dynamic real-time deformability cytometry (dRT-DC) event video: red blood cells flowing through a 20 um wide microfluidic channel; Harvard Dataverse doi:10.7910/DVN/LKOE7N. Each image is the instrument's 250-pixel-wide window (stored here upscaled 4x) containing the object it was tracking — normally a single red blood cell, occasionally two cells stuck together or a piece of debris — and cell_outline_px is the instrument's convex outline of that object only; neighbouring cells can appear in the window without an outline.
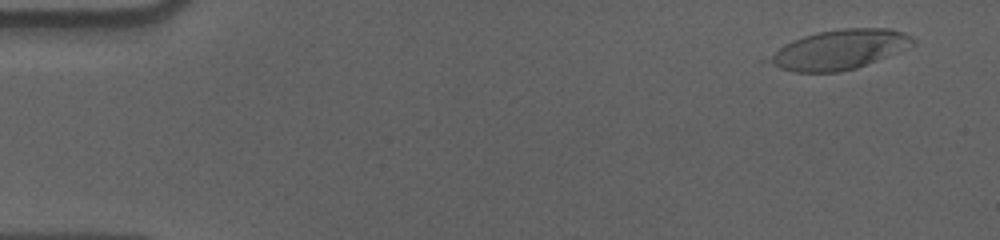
{"species": "human", "species_latin": "Homo sapiens", "temperature_condition": "cold", "stored_images_in_passage": 58, "camera_frame_rate_fps": 3000, "um_per_image_px": 0.085, "donor": {"sex": "male"}, "frame": {"image": 1, "passage_image": 4, "time_ms": 1.0, "image_size_px": [1000, 240], "cell_outline_px": [[916, 44], [856, 68], [840, 72], [796, 72], [760, 64], [760, 60], [784, 44], [792, 40], [816, 32], [844, 28], [888, 28], [904, 32], [912, 36], [916, 40]], "centroid_in_image_um": [71.22, 4.22], "position_along_channel_um": 13.8, "area_um2": 33.76}}
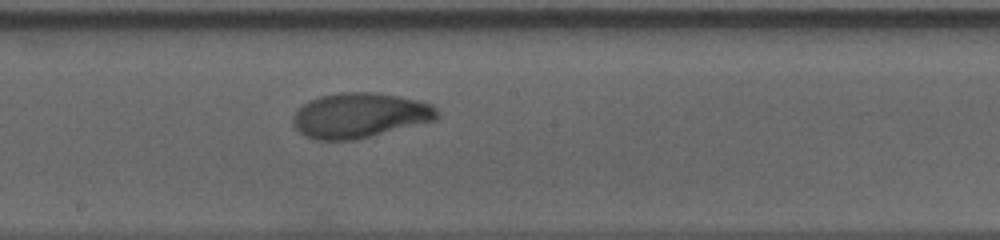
{"frame": {"image": 2, "passage_image": 32, "time_ms": 10.333, "image_size_px": [1000, 240], "cell_outline_px": [[440, 116], [436, 120], [356, 140], [316, 140], [304, 136], [292, 124], [292, 116], [308, 100], [320, 96], [340, 92], [372, 92], [400, 96], [432, 104], [440, 112]], "centroid_in_image_um": [30.58, 9.81], "position_along_channel_um": 217.6, "area_um2": 38.03}}
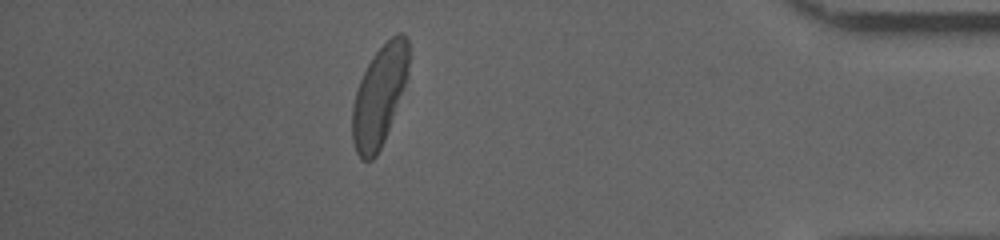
{"frame": {"image": 3, "passage_image": 51, "time_ms": 16.667, "image_size_px": [1000, 240], "cell_outline_px": [[412, 56], [408, 76], [384, 140], [376, 156], [372, 160], [360, 160], [356, 152], [352, 140], [352, 108], [356, 92], [360, 80], [372, 56], [396, 32], [400, 32], [408, 40]], "centroid_in_image_um": [32.27, 8.11], "position_along_channel_um": 402.9, "area_um2": 33.06}, "authors_computed_cell_mechanics": {"area_um2": 35.5181, "velocity_mm_per_s": 3.565, "shape_relaxation_time_tau1_ms": 3.7662, "shape_relaxation_time_tau2_ms": 1.127, "deformation_change_tau1": 0.2127, "deformation_change_tau2": 0.0601}}